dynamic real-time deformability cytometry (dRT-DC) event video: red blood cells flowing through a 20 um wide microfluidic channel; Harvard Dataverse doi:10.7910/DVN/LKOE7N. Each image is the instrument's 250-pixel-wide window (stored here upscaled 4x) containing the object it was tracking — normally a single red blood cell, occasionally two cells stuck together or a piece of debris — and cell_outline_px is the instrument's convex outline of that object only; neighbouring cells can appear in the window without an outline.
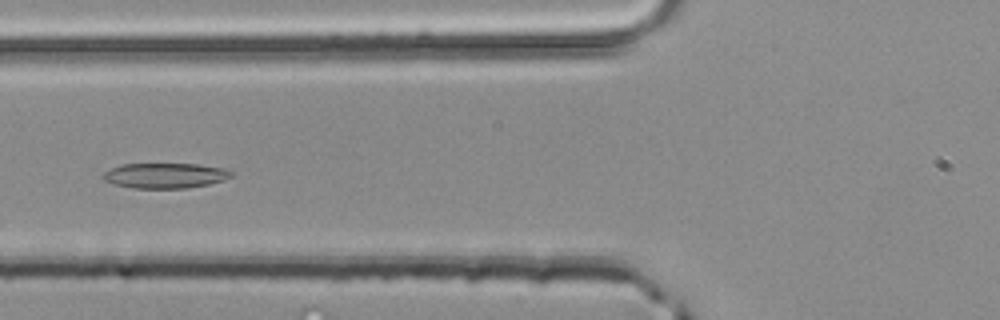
{"species": "common noctule bat (a hibernating species)", "species_latin": "Nyctalus noctula", "temperature_condition": "room temperature", "stored_images_in_passage": 50, "camera_frame_rate_fps": 3000, "um_per_image_px": 0.085, "animal": {"sex": "male", "body_mass_g": 20.4}, "frame": {"image": 1, "passage_image": 19, "time_ms": 6.0, "image_size_px": [1000, 320], "cell_outline_px": [[236, 172], [232, 176], [224, 180], [208, 184], [188, 188], [132, 188], [116, 184], [104, 180], [104, 172], [120, 164], [196, 164], [224, 168]], "centroid_in_image_um": [14.09, 14.92], "position_along_channel_um": 111.7, "area_um2": 18.79}}
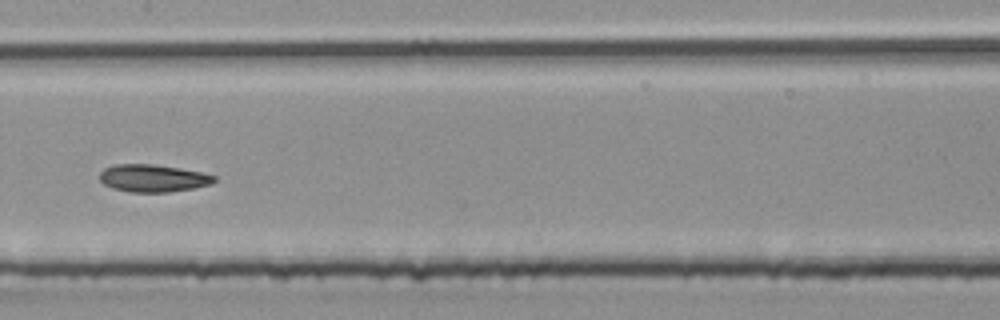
{"frame": {"image": 2, "passage_image": 25, "time_ms": 8.0, "image_size_px": [1000, 320], "cell_outline_px": [[216, 180], [212, 184], [192, 188], [168, 192], [128, 192], [112, 188], [104, 184], [100, 180], [100, 172], [104, 168], [112, 164], [152, 164], [180, 168], [200, 172], [216, 176]], "centroid_in_image_um": [12.98, 15.14], "position_along_channel_um": 194.4, "area_um2": 18.38}}
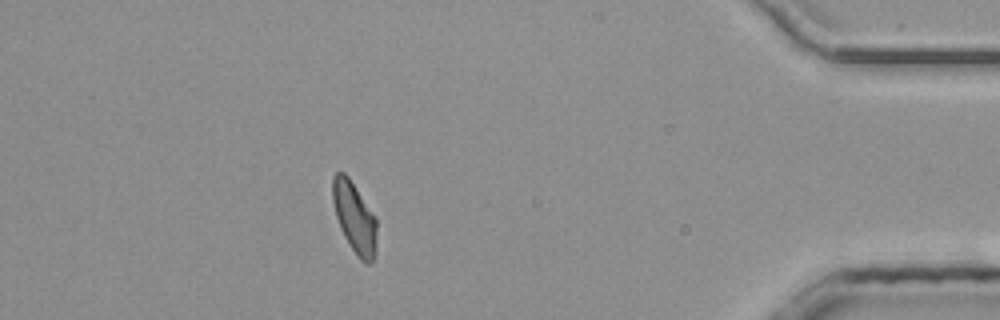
{"frame": {"image": 3, "passage_image": 44, "time_ms": 14.333, "image_size_px": [1000, 320], "cell_outline_px": [[376, 256], [372, 264], [364, 264], [356, 256], [344, 236], [340, 228], [336, 216], [332, 200], [332, 176], [336, 172], [344, 172], [348, 176], [376, 216]], "centroid_in_image_um": [30.14, 18.52], "position_along_channel_um": 405.1, "area_um2": 18.61}, "authors_computed_cell_mechanics": {"area_um2": 18.6405, "velocity_mm_per_s": 4.1336, "shape_relaxation_time_tau1_ms": 5.6468, "shape_relaxation_time_tau2_ms": 2.2702, "deformation_change_tau1": 0.1294, "deformation_change_tau2": 0.0745}}